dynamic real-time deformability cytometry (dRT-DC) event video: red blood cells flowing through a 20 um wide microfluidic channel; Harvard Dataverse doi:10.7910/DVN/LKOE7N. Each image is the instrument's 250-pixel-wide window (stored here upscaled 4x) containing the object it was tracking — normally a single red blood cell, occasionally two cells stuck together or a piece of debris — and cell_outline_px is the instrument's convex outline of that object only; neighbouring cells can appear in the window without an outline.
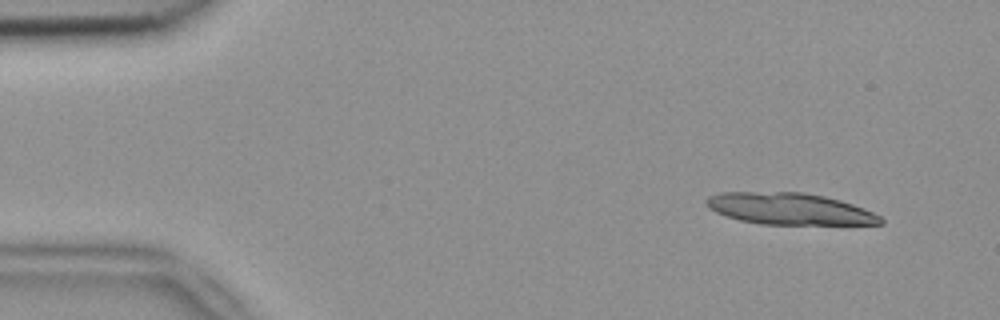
{"species": "common noctule bat (a hibernating species)", "species_latin": "Nyctalus noctula", "temperature_condition": "room temperature", "stored_images_in_passage": 4, "camera_frame_rate_fps": 3000, "um_per_image_px": 0.085, "animal": {"sex": "female", "body_mass_g": 18.4}, "frame": {"image": 1, "passage_image": 1, "time_ms": 0.0, "image_size_px": [1000, 320], "cell_outline_px": [[884, 224], [760, 224], [740, 220], [716, 212], [708, 208], [704, 200], [708, 196], [720, 192], [804, 192], [824, 196], [840, 200], [864, 208], [880, 216], [884, 220]], "centroid_in_image_um": [67.09, 17.74], "position_along_channel_um": 17.9, "area_um2": 32.08}}